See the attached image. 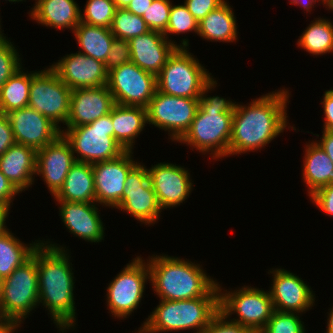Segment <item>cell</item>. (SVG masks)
I'll return each instance as SVG.
<instances>
[{"mask_svg":"<svg viewBox=\"0 0 333 333\" xmlns=\"http://www.w3.org/2000/svg\"><path fill=\"white\" fill-rule=\"evenodd\" d=\"M280 88L263 94L249 103L236 102L232 120V133L229 144V157L257 152L268 146L284 130L291 129L287 116V104L291 92Z\"/></svg>","mask_w":333,"mask_h":333,"instance_id":"obj_1","label":"cell"},{"mask_svg":"<svg viewBox=\"0 0 333 333\" xmlns=\"http://www.w3.org/2000/svg\"><path fill=\"white\" fill-rule=\"evenodd\" d=\"M70 250L42 239L32 256L38 270L39 305L44 306L59 333L76 328L75 277ZM74 270V271H72ZM61 331V332H60Z\"/></svg>","mask_w":333,"mask_h":333,"instance_id":"obj_2","label":"cell"},{"mask_svg":"<svg viewBox=\"0 0 333 333\" xmlns=\"http://www.w3.org/2000/svg\"><path fill=\"white\" fill-rule=\"evenodd\" d=\"M218 80L211 77L202 90L199 107L188 131L178 141L203 155L212 156L210 160L220 161L229 157V144L232 133V120L236 102L221 96H209L215 91ZM209 92V93H208ZM231 99V100H230ZM233 100V101H232Z\"/></svg>","mask_w":333,"mask_h":333,"instance_id":"obj_3","label":"cell"},{"mask_svg":"<svg viewBox=\"0 0 333 333\" xmlns=\"http://www.w3.org/2000/svg\"><path fill=\"white\" fill-rule=\"evenodd\" d=\"M150 285L160 300H187L204 297L218 282L202 264L181 257L153 254L146 258Z\"/></svg>","mask_w":333,"mask_h":333,"instance_id":"obj_4","label":"cell"},{"mask_svg":"<svg viewBox=\"0 0 333 333\" xmlns=\"http://www.w3.org/2000/svg\"><path fill=\"white\" fill-rule=\"evenodd\" d=\"M219 312L218 283L204 296L187 300H159L139 333L183 332L200 333Z\"/></svg>","mask_w":333,"mask_h":333,"instance_id":"obj_5","label":"cell"},{"mask_svg":"<svg viewBox=\"0 0 333 333\" xmlns=\"http://www.w3.org/2000/svg\"><path fill=\"white\" fill-rule=\"evenodd\" d=\"M38 285V270L33 256L1 280V318L17 330L31 312L39 308Z\"/></svg>","mask_w":333,"mask_h":333,"instance_id":"obj_6","label":"cell"},{"mask_svg":"<svg viewBox=\"0 0 333 333\" xmlns=\"http://www.w3.org/2000/svg\"><path fill=\"white\" fill-rule=\"evenodd\" d=\"M61 134L70 143L77 162H104L125 152L114 138L111 111L92 123L61 129Z\"/></svg>","mask_w":333,"mask_h":333,"instance_id":"obj_7","label":"cell"},{"mask_svg":"<svg viewBox=\"0 0 333 333\" xmlns=\"http://www.w3.org/2000/svg\"><path fill=\"white\" fill-rule=\"evenodd\" d=\"M190 48H176L156 76L157 90L176 97L199 99L212 73L200 63Z\"/></svg>","mask_w":333,"mask_h":333,"instance_id":"obj_8","label":"cell"},{"mask_svg":"<svg viewBox=\"0 0 333 333\" xmlns=\"http://www.w3.org/2000/svg\"><path fill=\"white\" fill-rule=\"evenodd\" d=\"M219 283V311L229 320L249 328L253 333H259L274 311L269 291L250 285L227 291ZM233 314L236 317L231 319Z\"/></svg>","mask_w":333,"mask_h":333,"instance_id":"obj_9","label":"cell"},{"mask_svg":"<svg viewBox=\"0 0 333 333\" xmlns=\"http://www.w3.org/2000/svg\"><path fill=\"white\" fill-rule=\"evenodd\" d=\"M150 281L147 260L141 255L136 256L124 266L106 289V306L108 313L115 319L129 318L144 299L146 284Z\"/></svg>","mask_w":333,"mask_h":333,"instance_id":"obj_10","label":"cell"},{"mask_svg":"<svg viewBox=\"0 0 333 333\" xmlns=\"http://www.w3.org/2000/svg\"><path fill=\"white\" fill-rule=\"evenodd\" d=\"M71 91L50 67L32 71L28 107L62 129L69 117Z\"/></svg>","mask_w":333,"mask_h":333,"instance_id":"obj_11","label":"cell"},{"mask_svg":"<svg viewBox=\"0 0 333 333\" xmlns=\"http://www.w3.org/2000/svg\"><path fill=\"white\" fill-rule=\"evenodd\" d=\"M199 107V99L176 97L156 90L146 107L147 122L178 142L188 131Z\"/></svg>","mask_w":333,"mask_h":333,"instance_id":"obj_12","label":"cell"},{"mask_svg":"<svg viewBox=\"0 0 333 333\" xmlns=\"http://www.w3.org/2000/svg\"><path fill=\"white\" fill-rule=\"evenodd\" d=\"M115 209L126 212L145 226H154L160 220L163 210L143 162H139L127 175L123 196Z\"/></svg>","mask_w":333,"mask_h":333,"instance_id":"obj_13","label":"cell"},{"mask_svg":"<svg viewBox=\"0 0 333 333\" xmlns=\"http://www.w3.org/2000/svg\"><path fill=\"white\" fill-rule=\"evenodd\" d=\"M107 86L114 103L146 108L156 90V76L142 70L133 62L108 72Z\"/></svg>","mask_w":333,"mask_h":333,"instance_id":"obj_14","label":"cell"},{"mask_svg":"<svg viewBox=\"0 0 333 333\" xmlns=\"http://www.w3.org/2000/svg\"><path fill=\"white\" fill-rule=\"evenodd\" d=\"M133 153L125 151L115 159L92 164L96 204L109 209L120 204L127 175L140 162Z\"/></svg>","mask_w":333,"mask_h":333,"instance_id":"obj_15","label":"cell"},{"mask_svg":"<svg viewBox=\"0 0 333 333\" xmlns=\"http://www.w3.org/2000/svg\"><path fill=\"white\" fill-rule=\"evenodd\" d=\"M272 284L268 289L274 310L305 314L315 306V291L297 274L284 268H272Z\"/></svg>","mask_w":333,"mask_h":333,"instance_id":"obj_16","label":"cell"},{"mask_svg":"<svg viewBox=\"0 0 333 333\" xmlns=\"http://www.w3.org/2000/svg\"><path fill=\"white\" fill-rule=\"evenodd\" d=\"M147 170L150 183L163 211L180 206L191 195L194 181L188 168L164 161L151 165Z\"/></svg>","mask_w":333,"mask_h":333,"instance_id":"obj_17","label":"cell"},{"mask_svg":"<svg viewBox=\"0 0 333 333\" xmlns=\"http://www.w3.org/2000/svg\"><path fill=\"white\" fill-rule=\"evenodd\" d=\"M17 144L38 151L61 135V129L35 109L25 107L6 113Z\"/></svg>","mask_w":333,"mask_h":333,"instance_id":"obj_18","label":"cell"},{"mask_svg":"<svg viewBox=\"0 0 333 333\" xmlns=\"http://www.w3.org/2000/svg\"><path fill=\"white\" fill-rule=\"evenodd\" d=\"M71 90L107 85L105 64L86 54H66L49 66Z\"/></svg>","mask_w":333,"mask_h":333,"instance_id":"obj_19","label":"cell"},{"mask_svg":"<svg viewBox=\"0 0 333 333\" xmlns=\"http://www.w3.org/2000/svg\"><path fill=\"white\" fill-rule=\"evenodd\" d=\"M75 162L72 147L61 134L55 141L37 151L36 177L41 176L50 195L54 197L62 188Z\"/></svg>","mask_w":333,"mask_h":333,"instance_id":"obj_20","label":"cell"},{"mask_svg":"<svg viewBox=\"0 0 333 333\" xmlns=\"http://www.w3.org/2000/svg\"><path fill=\"white\" fill-rule=\"evenodd\" d=\"M59 216L66 229L73 237L89 243L104 241L105 225L101 219L100 205L96 203L56 201Z\"/></svg>","mask_w":333,"mask_h":333,"instance_id":"obj_21","label":"cell"},{"mask_svg":"<svg viewBox=\"0 0 333 333\" xmlns=\"http://www.w3.org/2000/svg\"><path fill=\"white\" fill-rule=\"evenodd\" d=\"M114 104L113 96L107 85L73 89L70 97L69 117L66 127L63 126L62 129L92 123L101 116L109 114Z\"/></svg>","mask_w":333,"mask_h":333,"instance_id":"obj_22","label":"cell"},{"mask_svg":"<svg viewBox=\"0 0 333 333\" xmlns=\"http://www.w3.org/2000/svg\"><path fill=\"white\" fill-rule=\"evenodd\" d=\"M129 46L131 62L155 76L161 72L167 59L177 48L163 33L151 30L131 38Z\"/></svg>","mask_w":333,"mask_h":333,"instance_id":"obj_23","label":"cell"},{"mask_svg":"<svg viewBox=\"0 0 333 333\" xmlns=\"http://www.w3.org/2000/svg\"><path fill=\"white\" fill-rule=\"evenodd\" d=\"M36 161V150L15 143L0 156V171L22 193L34 185Z\"/></svg>","mask_w":333,"mask_h":333,"instance_id":"obj_24","label":"cell"},{"mask_svg":"<svg viewBox=\"0 0 333 333\" xmlns=\"http://www.w3.org/2000/svg\"><path fill=\"white\" fill-rule=\"evenodd\" d=\"M75 0H35L28 13L38 25L73 30L81 22V8Z\"/></svg>","mask_w":333,"mask_h":333,"instance_id":"obj_25","label":"cell"},{"mask_svg":"<svg viewBox=\"0 0 333 333\" xmlns=\"http://www.w3.org/2000/svg\"><path fill=\"white\" fill-rule=\"evenodd\" d=\"M114 138L125 151H133L138 136L147 126L146 108L114 104L111 109Z\"/></svg>","mask_w":333,"mask_h":333,"instance_id":"obj_26","label":"cell"},{"mask_svg":"<svg viewBox=\"0 0 333 333\" xmlns=\"http://www.w3.org/2000/svg\"><path fill=\"white\" fill-rule=\"evenodd\" d=\"M302 180L311 196L320 188L333 184V162L315 140H309L304 147Z\"/></svg>","mask_w":333,"mask_h":333,"instance_id":"obj_27","label":"cell"},{"mask_svg":"<svg viewBox=\"0 0 333 333\" xmlns=\"http://www.w3.org/2000/svg\"><path fill=\"white\" fill-rule=\"evenodd\" d=\"M233 6L225 0L220 6L212 10L198 25L197 36L210 42L234 43L238 42V24Z\"/></svg>","mask_w":333,"mask_h":333,"instance_id":"obj_28","label":"cell"},{"mask_svg":"<svg viewBox=\"0 0 333 333\" xmlns=\"http://www.w3.org/2000/svg\"><path fill=\"white\" fill-rule=\"evenodd\" d=\"M53 198L55 201L95 203L92 164L76 161Z\"/></svg>","mask_w":333,"mask_h":333,"instance_id":"obj_29","label":"cell"},{"mask_svg":"<svg viewBox=\"0 0 333 333\" xmlns=\"http://www.w3.org/2000/svg\"><path fill=\"white\" fill-rule=\"evenodd\" d=\"M11 229L0 234V280L8 277L17 267L28 261L40 245V238L26 244Z\"/></svg>","mask_w":333,"mask_h":333,"instance_id":"obj_30","label":"cell"},{"mask_svg":"<svg viewBox=\"0 0 333 333\" xmlns=\"http://www.w3.org/2000/svg\"><path fill=\"white\" fill-rule=\"evenodd\" d=\"M72 33L79 46L78 52L105 64L107 54L115 38L110 28L92 26L80 22Z\"/></svg>","mask_w":333,"mask_h":333,"instance_id":"obj_31","label":"cell"},{"mask_svg":"<svg viewBox=\"0 0 333 333\" xmlns=\"http://www.w3.org/2000/svg\"><path fill=\"white\" fill-rule=\"evenodd\" d=\"M296 43L298 48L316 57L333 53V21L321 16L314 18Z\"/></svg>","mask_w":333,"mask_h":333,"instance_id":"obj_32","label":"cell"},{"mask_svg":"<svg viewBox=\"0 0 333 333\" xmlns=\"http://www.w3.org/2000/svg\"><path fill=\"white\" fill-rule=\"evenodd\" d=\"M32 71L22 66L0 89V112L28 107Z\"/></svg>","mask_w":333,"mask_h":333,"instance_id":"obj_33","label":"cell"},{"mask_svg":"<svg viewBox=\"0 0 333 333\" xmlns=\"http://www.w3.org/2000/svg\"><path fill=\"white\" fill-rule=\"evenodd\" d=\"M198 25L197 20L191 15L187 6L184 3L174 5L172 3L170 9V18L169 23L166 28V31L163 33L164 36L174 44L177 48H189V39L182 38L180 44L176 40H172L171 35H181L185 33H195L198 34ZM171 36V37H170ZM170 37V38H169Z\"/></svg>","mask_w":333,"mask_h":333,"instance_id":"obj_34","label":"cell"},{"mask_svg":"<svg viewBox=\"0 0 333 333\" xmlns=\"http://www.w3.org/2000/svg\"><path fill=\"white\" fill-rule=\"evenodd\" d=\"M110 30L115 38L124 40H130L150 31L142 16L133 14L124 8H117Z\"/></svg>","mask_w":333,"mask_h":333,"instance_id":"obj_35","label":"cell"},{"mask_svg":"<svg viewBox=\"0 0 333 333\" xmlns=\"http://www.w3.org/2000/svg\"><path fill=\"white\" fill-rule=\"evenodd\" d=\"M116 10L112 0H87L84 9H81V22L110 28Z\"/></svg>","mask_w":333,"mask_h":333,"instance_id":"obj_36","label":"cell"},{"mask_svg":"<svg viewBox=\"0 0 333 333\" xmlns=\"http://www.w3.org/2000/svg\"><path fill=\"white\" fill-rule=\"evenodd\" d=\"M301 316L302 314L296 312L274 310L266 326L259 333H307Z\"/></svg>","mask_w":333,"mask_h":333,"instance_id":"obj_37","label":"cell"},{"mask_svg":"<svg viewBox=\"0 0 333 333\" xmlns=\"http://www.w3.org/2000/svg\"><path fill=\"white\" fill-rule=\"evenodd\" d=\"M21 55L11 39L0 41V89L22 67Z\"/></svg>","mask_w":333,"mask_h":333,"instance_id":"obj_38","label":"cell"},{"mask_svg":"<svg viewBox=\"0 0 333 333\" xmlns=\"http://www.w3.org/2000/svg\"><path fill=\"white\" fill-rule=\"evenodd\" d=\"M171 0H153L142 19L151 31L164 33L169 23Z\"/></svg>","mask_w":333,"mask_h":333,"instance_id":"obj_39","label":"cell"},{"mask_svg":"<svg viewBox=\"0 0 333 333\" xmlns=\"http://www.w3.org/2000/svg\"><path fill=\"white\" fill-rule=\"evenodd\" d=\"M129 62H131L129 40L114 38L105 62L106 71L109 72Z\"/></svg>","mask_w":333,"mask_h":333,"instance_id":"obj_40","label":"cell"},{"mask_svg":"<svg viewBox=\"0 0 333 333\" xmlns=\"http://www.w3.org/2000/svg\"><path fill=\"white\" fill-rule=\"evenodd\" d=\"M200 333H253L249 328L229 320L222 312H218L210 324Z\"/></svg>","mask_w":333,"mask_h":333,"instance_id":"obj_41","label":"cell"},{"mask_svg":"<svg viewBox=\"0 0 333 333\" xmlns=\"http://www.w3.org/2000/svg\"><path fill=\"white\" fill-rule=\"evenodd\" d=\"M225 0H184L191 15L199 23L212 10L220 6Z\"/></svg>","mask_w":333,"mask_h":333,"instance_id":"obj_42","label":"cell"},{"mask_svg":"<svg viewBox=\"0 0 333 333\" xmlns=\"http://www.w3.org/2000/svg\"><path fill=\"white\" fill-rule=\"evenodd\" d=\"M309 198L324 214L333 217V184L320 188Z\"/></svg>","mask_w":333,"mask_h":333,"instance_id":"obj_43","label":"cell"},{"mask_svg":"<svg viewBox=\"0 0 333 333\" xmlns=\"http://www.w3.org/2000/svg\"><path fill=\"white\" fill-rule=\"evenodd\" d=\"M15 143L8 117L6 114L0 112V156H2Z\"/></svg>","mask_w":333,"mask_h":333,"instance_id":"obj_44","label":"cell"},{"mask_svg":"<svg viewBox=\"0 0 333 333\" xmlns=\"http://www.w3.org/2000/svg\"><path fill=\"white\" fill-rule=\"evenodd\" d=\"M21 192L12 184L8 178L0 171V203L13 205V201L17 195H20Z\"/></svg>","mask_w":333,"mask_h":333,"instance_id":"obj_45","label":"cell"},{"mask_svg":"<svg viewBox=\"0 0 333 333\" xmlns=\"http://www.w3.org/2000/svg\"><path fill=\"white\" fill-rule=\"evenodd\" d=\"M320 103L323 107V130L333 131V88L324 91ZM323 100V101H322Z\"/></svg>","mask_w":333,"mask_h":333,"instance_id":"obj_46","label":"cell"},{"mask_svg":"<svg viewBox=\"0 0 333 333\" xmlns=\"http://www.w3.org/2000/svg\"><path fill=\"white\" fill-rule=\"evenodd\" d=\"M315 141L333 162V131L322 130V136L319 140L315 139Z\"/></svg>","mask_w":333,"mask_h":333,"instance_id":"obj_47","label":"cell"},{"mask_svg":"<svg viewBox=\"0 0 333 333\" xmlns=\"http://www.w3.org/2000/svg\"><path fill=\"white\" fill-rule=\"evenodd\" d=\"M153 0H132L126 8L128 11L138 16H143L148 7L151 6Z\"/></svg>","mask_w":333,"mask_h":333,"instance_id":"obj_48","label":"cell"},{"mask_svg":"<svg viewBox=\"0 0 333 333\" xmlns=\"http://www.w3.org/2000/svg\"><path fill=\"white\" fill-rule=\"evenodd\" d=\"M290 4L300 6L301 9H303L304 13H310L313 11V8H315L318 4L324 5L323 7H327V3L324 0H290ZM317 3V4H316Z\"/></svg>","mask_w":333,"mask_h":333,"instance_id":"obj_49","label":"cell"},{"mask_svg":"<svg viewBox=\"0 0 333 333\" xmlns=\"http://www.w3.org/2000/svg\"><path fill=\"white\" fill-rule=\"evenodd\" d=\"M10 209L11 207L9 205L0 203V234L9 229L6 224V219H8Z\"/></svg>","mask_w":333,"mask_h":333,"instance_id":"obj_50","label":"cell"},{"mask_svg":"<svg viewBox=\"0 0 333 333\" xmlns=\"http://www.w3.org/2000/svg\"><path fill=\"white\" fill-rule=\"evenodd\" d=\"M17 329L8 321L0 318V333H15Z\"/></svg>","mask_w":333,"mask_h":333,"instance_id":"obj_51","label":"cell"},{"mask_svg":"<svg viewBox=\"0 0 333 333\" xmlns=\"http://www.w3.org/2000/svg\"><path fill=\"white\" fill-rule=\"evenodd\" d=\"M328 310L329 312L326 313L328 315L326 320V331L324 333H333V306Z\"/></svg>","mask_w":333,"mask_h":333,"instance_id":"obj_52","label":"cell"},{"mask_svg":"<svg viewBox=\"0 0 333 333\" xmlns=\"http://www.w3.org/2000/svg\"><path fill=\"white\" fill-rule=\"evenodd\" d=\"M117 8L126 9L132 0H112Z\"/></svg>","mask_w":333,"mask_h":333,"instance_id":"obj_53","label":"cell"},{"mask_svg":"<svg viewBox=\"0 0 333 333\" xmlns=\"http://www.w3.org/2000/svg\"><path fill=\"white\" fill-rule=\"evenodd\" d=\"M1 14V13H0ZM1 16H0V41L1 40H3V39H5L7 36H4V35H6V34H4L3 32H4V30H2L1 28H2V24H1Z\"/></svg>","mask_w":333,"mask_h":333,"instance_id":"obj_54","label":"cell"},{"mask_svg":"<svg viewBox=\"0 0 333 333\" xmlns=\"http://www.w3.org/2000/svg\"><path fill=\"white\" fill-rule=\"evenodd\" d=\"M328 9V11H332L333 13V0H330V2L327 4L326 10Z\"/></svg>","mask_w":333,"mask_h":333,"instance_id":"obj_55","label":"cell"},{"mask_svg":"<svg viewBox=\"0 0 333 333\" xmlns=\"http://www.w3.org/2000/svg\"><path fill=\"white\" fill-rule=\"evenodd\" d=\"M5 1H6V2L9 1L11 4H12L13 2H14V4H15L16 2H17V3H18V2H19V3H20V2L22 3L23 1L26 2V0H5Z\"/></svg>","mask_w":333,"mask_h":333,"instance_id":"obj_56","label":"cell"},{"mask_svg":"<svg viewBox=\"0 0 333 333\" xmlns=\"http://www.w3.org/2000/svg\"><path fill=\"white\" fill-rule=\"evenodd\" d=\"M0 318H1V280H0Z\"/></svg>","mask_w":333,"mask_h":333,"instance_id":"obj_57","label":"cell"}]
</instances>
